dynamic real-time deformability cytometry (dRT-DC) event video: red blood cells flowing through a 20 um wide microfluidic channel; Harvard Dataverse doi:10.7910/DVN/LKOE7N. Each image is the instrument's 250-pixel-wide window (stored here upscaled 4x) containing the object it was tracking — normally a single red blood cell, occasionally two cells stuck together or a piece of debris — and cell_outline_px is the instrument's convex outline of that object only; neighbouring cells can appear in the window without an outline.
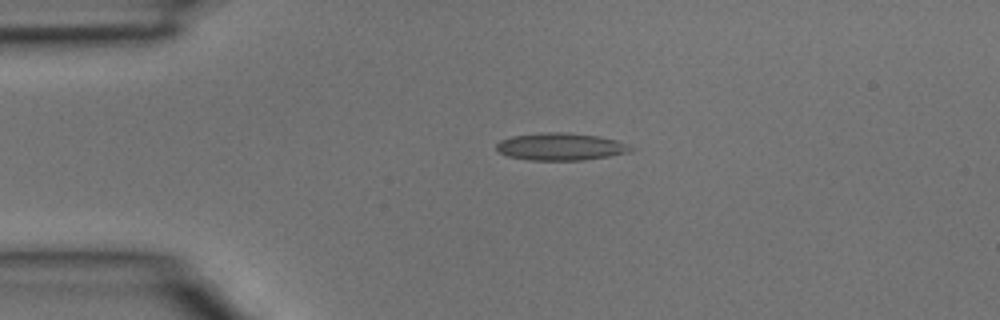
{"species": "common noctule bat (a hibernating species)", "species_latin": "Nyctalus noctula", "temperature_condition": "room temperature", "stored_images_in_passage": 4, "camera_frame_rate_fps": 3000, "um_per_image_px": 0.085, "animal": {"sex": "male", "body_mass_g": 15.6}, "frame": {"image": 1, "passage_image": 3, "time_ms": 0.667, "image_size_px": [1000, 320], "cell_outline_px": [[636, 148], [628, 152], [608, 156], [584, 160], [528, 160], [508, 156], [500, 152], [496, 148], [496, 144], [500, 140], [512, 136], [544, 132], [564, 132], [596, 136], [616, 140], [628, 144]], "centroid_in_image_um": [47.65, 12.46], "position_along_channel_um": 37.4, "area_um2": 21.33}}